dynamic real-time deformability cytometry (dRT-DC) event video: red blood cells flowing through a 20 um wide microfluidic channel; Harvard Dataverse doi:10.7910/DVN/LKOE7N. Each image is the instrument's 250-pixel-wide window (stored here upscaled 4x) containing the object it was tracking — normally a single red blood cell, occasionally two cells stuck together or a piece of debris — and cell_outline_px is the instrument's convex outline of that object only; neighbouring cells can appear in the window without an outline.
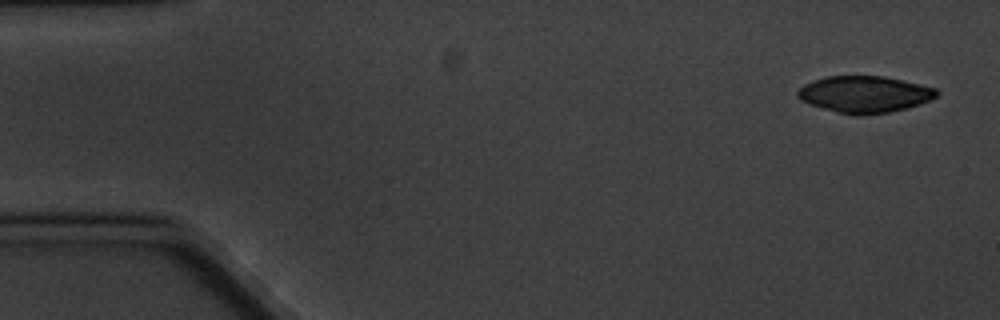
{"species": "common noctule bat (a hibernating species)", "species_latin": "Nyctalus noctula", "temperature_condition": "cold", "stored_images_in_passage": 5, "camera_frame_rate_fps": 3000, "um_per_image_px": 0.085, "animal": {"sex": "male", "body_mass_g": 20.1, "forearm_length_mm": 53.5}, "frame": {"image": 1, "passage_image": 1, "time_ms": 0.0, "image_size_px": [1000, 320], "cell_outline_px": [[940, 92], [936, 96], [928, 100], [904, 108], [888, 112], [856, 116], [836, 112], [808, 104], [800, 100], [796, 96], [796, 92], [804, 84], [812, 80], [824, 76], [884, 76], [920, 84], [936, 88]], "centroid_in_image_um": [73.42, 8.01], "position_along_channel_um": 11.6, "area_um2": 29.65}}